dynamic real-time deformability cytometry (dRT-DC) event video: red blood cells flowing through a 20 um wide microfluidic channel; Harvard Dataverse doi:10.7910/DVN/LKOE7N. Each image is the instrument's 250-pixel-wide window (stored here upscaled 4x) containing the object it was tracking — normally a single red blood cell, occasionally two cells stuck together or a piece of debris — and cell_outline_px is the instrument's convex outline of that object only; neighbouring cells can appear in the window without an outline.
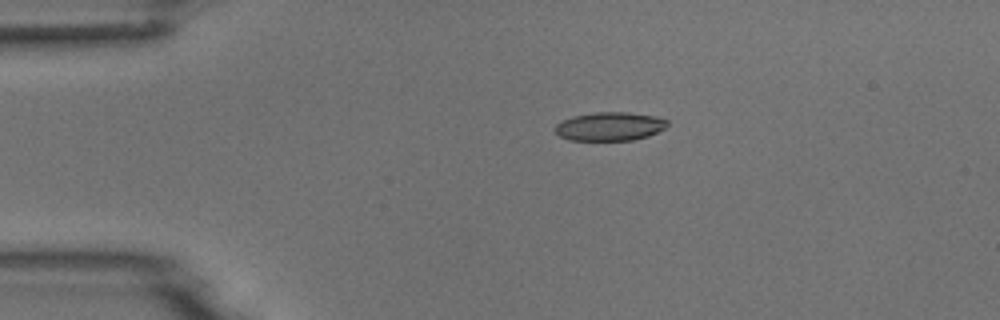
{"species": "common noctule bat (a hibernating species)", "species_latin": "Nyctalus noctula", "temperature_condition": "room temperature", "stored_images_in_passage": 5, "camera_frame_rate_fps": 3000, "um_per_image_px": 0.085, "animal": {"sex": "male", "body_mass_g": 18.8}, "frame": {"image": 1, "passage_image": 1, "time_ms": 0.0, "image_size_px": [1000, 320], "cell_outline_px": [[668, 124], [664, 128], [648, 136], [632, 140], [568, 140], [560, 136], [552, 128], [556, 124], [572, 116], [596, 112], [628, 112], [656, 116], [668, 120]], "centroid_in_image_um": [51.81, 10.74], "position_along_channel_um": 33.2, "area_um2": 18.73}}
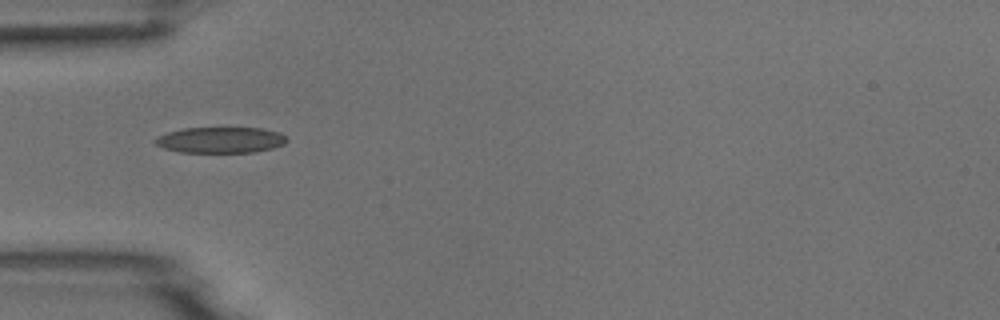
{"frame": {"image": 2, "passage_image": 3, "time_ms": 2.0, "image_size_px": [1000, 320], "cell_outline_px": [[288, 140], [284, 144], [272, 148], [252, 152], [180, 152], [164, 148], [156, 144], [152, 140], [156, 136], [168, 132], [184, 128], [260, 128], [280, 132]], "centroid_in_image_um": [18.72, 11.89], "position_along_channel_um": 66.3, "area_um2": 19.83}}